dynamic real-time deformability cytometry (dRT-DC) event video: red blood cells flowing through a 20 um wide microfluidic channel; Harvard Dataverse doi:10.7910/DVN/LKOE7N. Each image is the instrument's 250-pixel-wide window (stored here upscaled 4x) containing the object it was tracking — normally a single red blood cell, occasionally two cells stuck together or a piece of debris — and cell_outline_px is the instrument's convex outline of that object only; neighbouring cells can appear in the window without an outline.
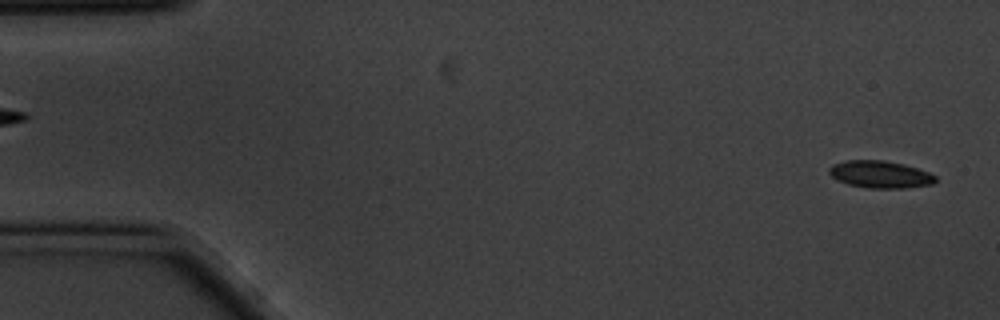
{"species": "common noctule bat (a hibernating species)", "species_latin": "Nyctalus noctula", "temperature_condition": "cold", "stored_images_in_passage": 57, "camera_frame_rate_fps": 3000, "um_per_image_px": 0.085, "animal": {"sex": "male", "body_mass_g": 20.1, "forearm_length_mm": 53.5}, "frame": {"image": 1, "passage_image": 2, "time_ms": 0.333, "image_size_px": [1000, 320], "cell_outline_px": [[936, 180], [932, 184], [908, 188], [868, 188], [848, 184], [836, 180], [828, 172], [828, 168], [832, 164], [844, 160], [884, 160], [904, 164], [928, 172], [936, 176]], "centroid_in_image_um": [74.78, 14.82], "position_along_channel_um": 10.2, "area_um2": 16.99}}
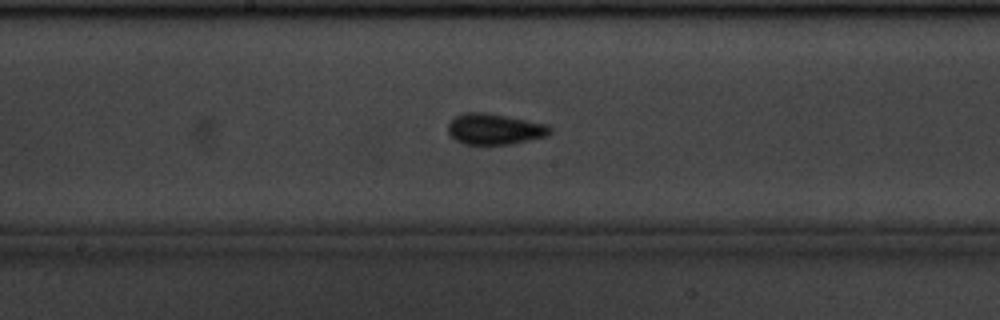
{"frame": {"image": 2, "passage_image": 29, "time_ms": 9.333, "image_size_px": [1000, 320], "cell_outline_px": [[552, 132], [548, 136], [512, 144], [464, 144], [456, 140], [448, 132], [448, 124], [456, 116], [464, 112], [488, 112], [548, 124], [552, 128]], "centroid_in_image_um": [42.09, 10.96], "position_along_channel_um": 206.1, "area_um2": 18.55}}
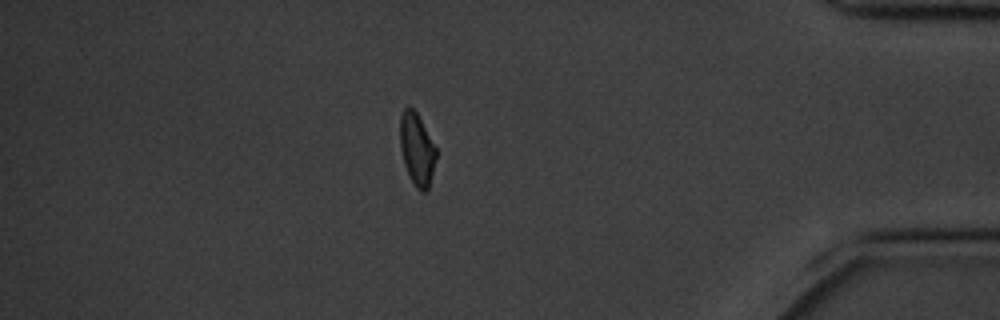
{"frame": {"image": 3, "passage_image": 49, "time_ms": 16.0, "image_size_px": [1000, 320], "cell_outline_px": [[436, 156], [428, 188], [424, 192], [420, 192], [416, 188], [404, 164], [400, 148], [400, 116], [404, 108], [408, 104], [416, 112], [436, 148]], "centroid_in_image_um": [35.41, 12.66], "position_along_channel_um": 399.8, "area_um2": 14.91}, "authors_computed_cell_mechanics": {"area_um2": 16.4152, "velocity_mm_per_s": 3.486, "shape_relaxation_time_tau1_ms": 2.43, "shape_relaxation_time_tau2_ms": 2.824, "deformation_change_tau1": 0.0849, "deformation_change_tau2": 0.0716}}